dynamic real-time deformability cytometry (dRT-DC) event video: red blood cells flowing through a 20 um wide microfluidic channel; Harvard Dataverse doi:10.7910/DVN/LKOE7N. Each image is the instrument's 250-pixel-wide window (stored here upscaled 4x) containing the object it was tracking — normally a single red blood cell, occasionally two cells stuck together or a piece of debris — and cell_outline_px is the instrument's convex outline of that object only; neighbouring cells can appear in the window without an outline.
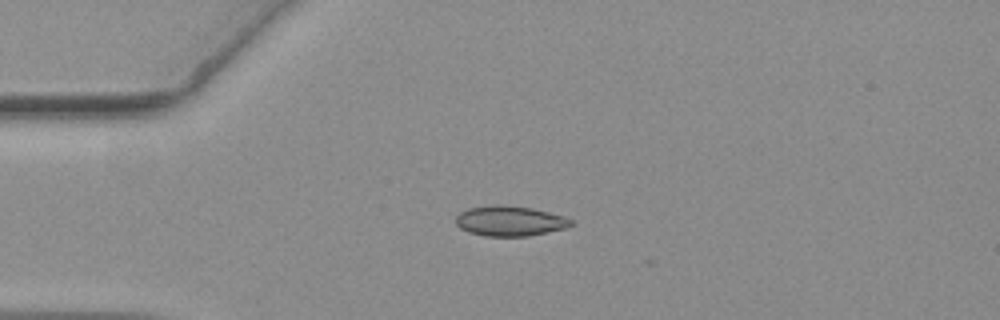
{"species": "common noctule bat (a hibernating species)", "species_latin": "Nyctalus noctula", "temperature_condition": "warm", "stored_images_in_passage": 5, "camera_frame_rate_fps": 3000, "um_per_image_px": 0.085, "animal": {"sex": "female", "body_mass_g": 19.3, "forearm_length_mm": 54.1}, "frame": {"image": 1, "passage_image": 1, "time_ms": 0.0, "image_size_px": [1000, 320], "cell_outline_px": [[572, 224], [564, 228], [528, 236], [484, 236], [468, 232], [460, 228], [456, 224], [456, 216], [460, 212], [468, 208], [492, 204], [500, 204], [532, 208], [564, 216], [572, 220]], "centroid_in_image_um": [43.29, 18.77], "position_along_channel_um": 41.7, "area_um2": 20.23}}